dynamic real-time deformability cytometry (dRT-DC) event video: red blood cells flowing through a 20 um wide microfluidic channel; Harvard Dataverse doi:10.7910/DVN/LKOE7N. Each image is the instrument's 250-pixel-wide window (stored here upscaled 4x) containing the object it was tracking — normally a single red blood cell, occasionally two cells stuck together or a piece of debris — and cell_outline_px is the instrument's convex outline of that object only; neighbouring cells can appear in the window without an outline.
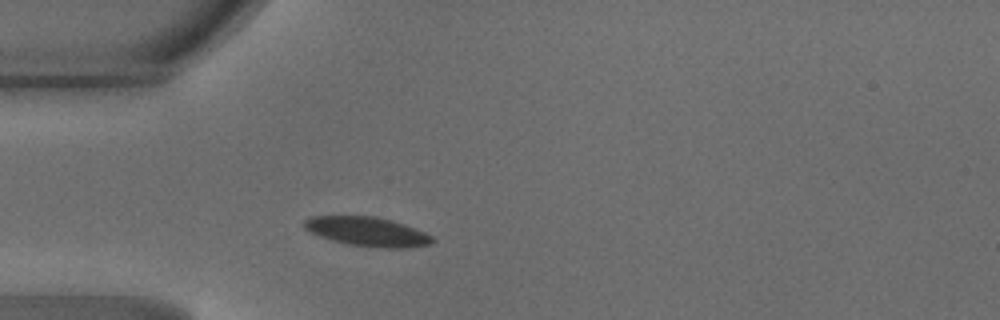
{"species": "common noctule bat (a hibernating species)", "species_latin": "Nyctalus noctula", "temperature_condition": "warm", "stored_images_in_passage": 35, "camera_frame_rate_fps": 3000, "um_per_image_px": 0.085, "animal": {"sex": "male", "body_mass_g": 18.8}, "frame": {"image": 1, "passage_image": 1, "time_ms": 0.0, "image_size_px": [1000, 320], "cell_outline_px": [[436, 240], [432, 244], [404, 248], [376, 248], [348, 244], [332, 240], [320, 236], [304, 228], [304, 220], [312, 216], [376, 216], [404, 224], [424, 232], [432, 236]], "centroid_in_image_um": [31.25, 19.69], "position_along_channel_um": 53.7, "area_um2": 21.79}}
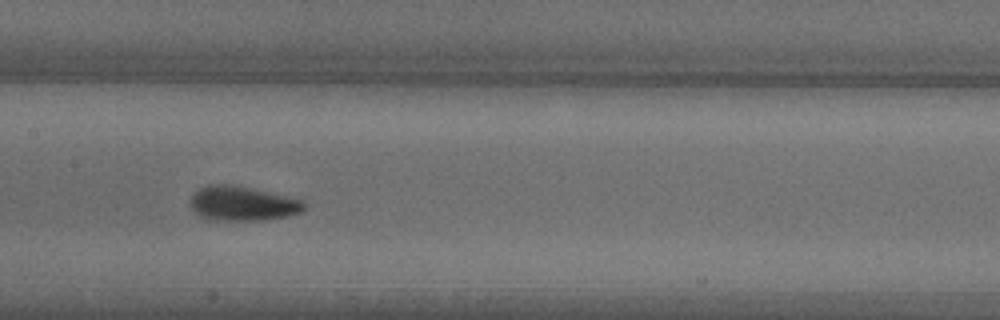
{"frame": {"image": 2, "passage_image": 11, "time_ms": 3.333, "image_size_px": [1000, 320], "cell_outline_px": [[304, 208], [300, 212], [288, 216], [268, 220], [216, 220], [200, 216], [192, 208], [192, 196], [200, 188], [208, 184], [228, 184], [248, 188], [304, 200]], "centroid_in_image_um": [20.63, 17.31], "position_along_channel_um": 186.8, "area_um2": 22.43}}
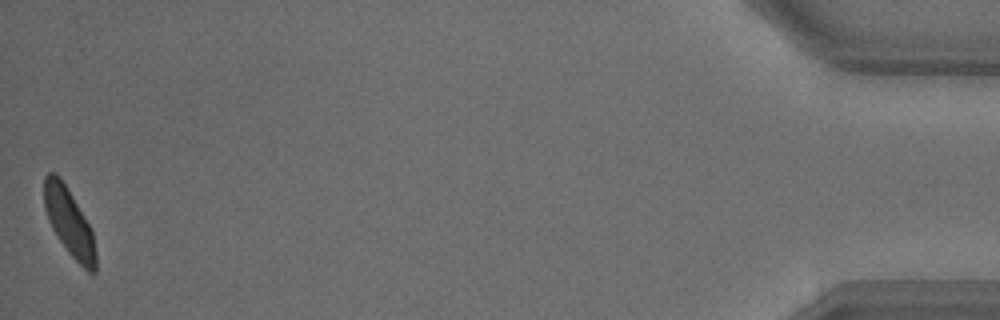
{"frame": {"image": 3, "passage_image": 35, "time_ms": 11.333, "image_size_px": [1000, 320], "cell_outline_px": [[96, 272], [88, 272], [68, 252], [52, 228], [48, 220], [44, 208], [44, 176], [48, 172], [56, 172], [60, 176], [92, 228], [96, 252]], "centroid_in_image_um": [5.88, 18.86], "position_along_channel_um": 429.3, "area_um2": 20.35}, "authors_computed_cell_mechanics": {"area_um2": 21.7328, "velocity_mm_per_s": 4.1911, "shape_relaxation_time_tau1_ms": 2.8219, "shape_relaxation_time_tau2_ms": null, "deformation_change_tau1": 0.1356, "deformation_change_tau2": null}}